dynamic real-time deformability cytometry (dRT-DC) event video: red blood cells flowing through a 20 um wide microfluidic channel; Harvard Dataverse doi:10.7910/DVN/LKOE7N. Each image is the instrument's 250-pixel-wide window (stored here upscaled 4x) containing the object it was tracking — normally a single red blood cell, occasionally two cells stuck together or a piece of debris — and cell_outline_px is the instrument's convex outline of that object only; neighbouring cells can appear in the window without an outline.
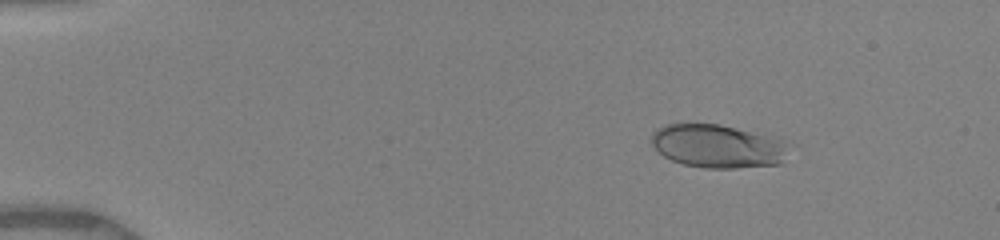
{"species": "human", "species_latin": "Homo sapiens", "temperature_condition": "warm", "stored_images_in_passage": 37, "camera_frame_rate_fps": 3000, "um_per_image_px": 0.085, "donor": {"sex": "female"}, "frame": {"image": 1, "passage_image": 4, "time_ms": 2.0, "image_size_px": [1000, 240], "cell_outline_px": [[780, 164], [736, 168], [704, 168], [684, 164], [672, 160], [664, 156], [652, 144], [652, 132], [656, 128], [664, 124], [720, 124], [764, 136], [776, 140], [780, 144]], "centroid_in_image_um": [60.79, 12.43], "position_along_channel_um": 24.2, "area_um2": 33.18}}
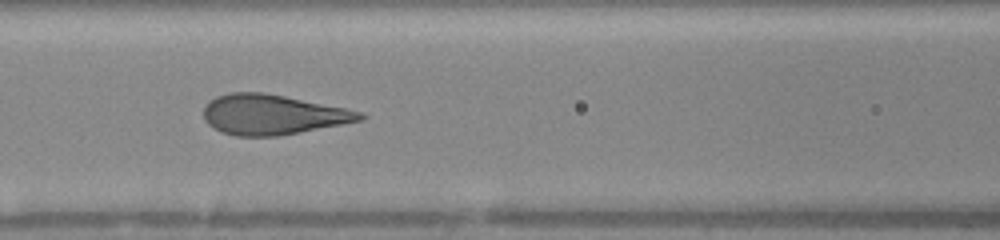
{"frame": {"image": 2, "passage_image": 17, "time_ms": 7.333, "image_size_px": [1000, 240], "cell_outline_px": [[368, 116], [360, 120], [300, 132], [276, 136], [236, 136], [220, 132], [208, 124], [204, 120], [204, 104], [216, 96], [232, 92], [260, 92], [284, 96], [344, 108], [360, 112]], "centroid_in_image_um": [23.1, 9.74], "position_along_channel_um": 143.5, "area_um2": 36.13}}
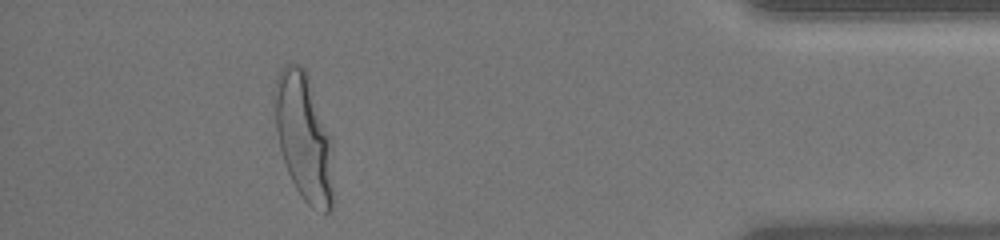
{"frame": {"image": 3, "passage_image": 34, "time_ms": 15.0, "image_size_px": [1000, 240], "cell_outline_px": [[332, 208], [328, 212], [324, 212], [312, 208], [304, 200], [296, 188], [288, 172], [280, 148], [276, 128], [272, 96], [276, 80], [280, 68], [284, 64], [296, 64], [304, 68], [308, 76], [332, 144]], "centroid_in_image_um": [25.79, 11.64], "position_along_channel_um": 409.4, "area_um2": 43.18}, "authors_computed_cell_mechanics": {"area_um2": 36.7608, "velocity_mm_per_s": 4.0049, "shape_relaxation_time_tau1_ms": 3.2031, "shape_relaxation_time_tau2_ms": null, "deformation_change_tau1": 0.1831, "deformation_change_tau2": null}}